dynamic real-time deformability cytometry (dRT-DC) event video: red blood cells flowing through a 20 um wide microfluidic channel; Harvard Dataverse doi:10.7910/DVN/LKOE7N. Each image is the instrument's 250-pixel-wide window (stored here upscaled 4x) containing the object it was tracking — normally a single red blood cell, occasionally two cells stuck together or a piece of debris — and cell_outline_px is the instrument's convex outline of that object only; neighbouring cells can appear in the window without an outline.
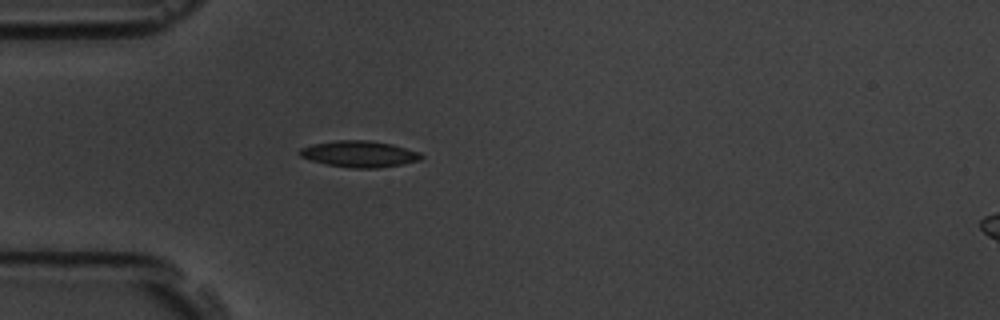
{"species": "common noctule bat (a hibernating species)", "species_latin": "Nyctalus noctula", "temperature_condition": "room temperature", "stored_images_in_passage": 5, "camera_frame_rate_fps": 3000, "um_per_image_px": 0.085, "animal": {"sex": "male", "body_mass_g": 19.5, "forearm_length_mm": 54.6}, "frame": {"image": 1, "passage_image": 4, "time_ms": 3.667, "image_size_px": [1000, 320], "cell_outline_px": [[424, 156], [420, 160], [404, 164], [376, 168], [356, 168], [324, 164], [308, 160], [300, 156], [296, 152], [300, 148], [312, 144], [336, 140], [372, 140], [392, 144], [420, 152]], "centroid_in_image_um": [30.52, 13.08], "position_along_channel_um": 54.5, "area_um2": 18.9}}